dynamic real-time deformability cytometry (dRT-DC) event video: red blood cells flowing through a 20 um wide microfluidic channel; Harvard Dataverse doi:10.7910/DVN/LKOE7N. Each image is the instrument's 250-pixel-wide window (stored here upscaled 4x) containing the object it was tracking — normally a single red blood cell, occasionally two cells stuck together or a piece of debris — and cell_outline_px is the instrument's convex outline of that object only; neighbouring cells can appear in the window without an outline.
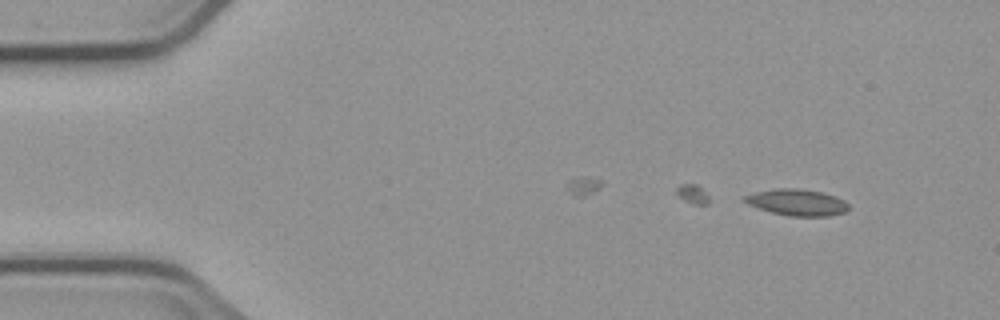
{"species": "common noctule bat (a hibernating species)", "species_latin": "Nyctalus noctula", "temperature_condition": "cold", "stored_images_in_passage": 5, "camera_frame_rate_fps": 3000, "um_per_image_px": 0.085, "animal": {"sex": "male", "body_mass_g": 23.1, "forearm_length_mm": 52.7}, "frame": {"image": 1, "passage_image": 1, "time_ms": 0.0, "image_size_px": [1000, 320], "cell_outline_px": [[848, 208], [844, 212], [828, 216], [788, 216], [772, 212], [748, 204], [744, 200], [744, 196], [752, 192], [776, 188], [796, 188], [820, 192], [836, 196], [844, 200], [848, 204]], "centroid_in_image_um": [67.73, 17.19], "position_along_channel_um": 17.3, "area_um2": 15.9}}